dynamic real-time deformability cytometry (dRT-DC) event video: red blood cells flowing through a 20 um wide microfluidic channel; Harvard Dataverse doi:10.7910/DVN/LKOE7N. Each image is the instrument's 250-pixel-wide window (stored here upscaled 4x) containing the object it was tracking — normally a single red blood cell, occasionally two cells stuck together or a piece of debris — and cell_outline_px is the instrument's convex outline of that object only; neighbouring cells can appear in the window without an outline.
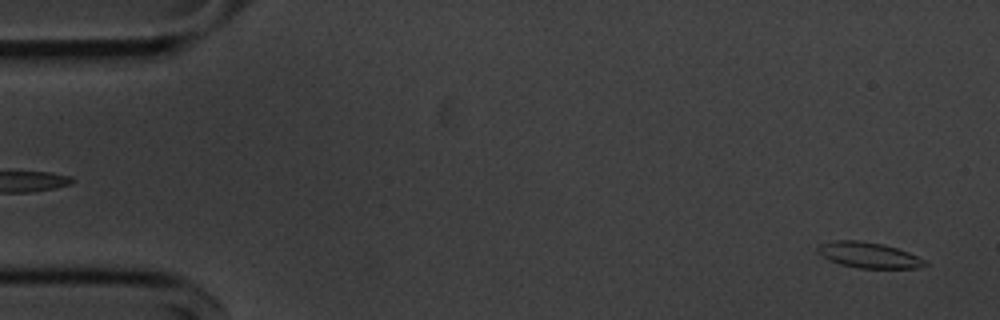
{"species": "common noctule bat (a hibernating species)", "species_latin": "Nyctalus noctula", "temperature_condition": "cold", "stored_images_in_passage": 54, "camera_frame_rate_fps": 3000, "um_per_image_px": 0.085, "animal": {"sex": "male", "body_mass_g": 20.1, "forearm_length_mm": 53.5}, "frame": {"image": 1, "passage_image": 2, "time_ms": 0.333, "image_size_px": [1000, 320], "cell_outline_px": [[928, 264], [916, 268], [860, 268], [840, 264], [828, 260], [816, 252], [816, 248], [820, 244], [832, 240], [856, 240], [880, 244], [896, 248], [908, 252], [924, 260]], "centroid_in_image_um": [73.77, 21.68], "position_along_channel_um": 11.2, "area_um2": 15.9}}
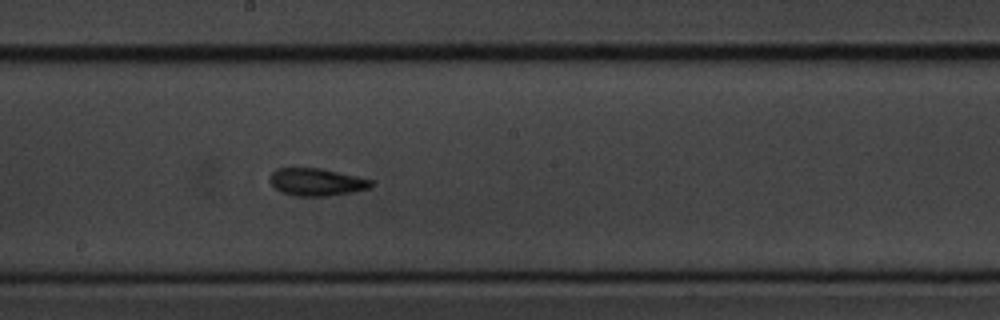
{"frame": {"image": 2, "passage_image": 29, "time_ms": 9.333, "image_size_px": [1000, 320], "cell_outline_px": [[372, 188], [352, 192], [328, 196], [296, 196], [284, 192], [276, 188], [268, 180], [272, 172], [276, 168], [320, 168], [356, 176], [372, 180]], "centroid_in_image_um": [26.91, 15.47], "position_along_channel_um": 221.3, "area_um2": 16.13}}
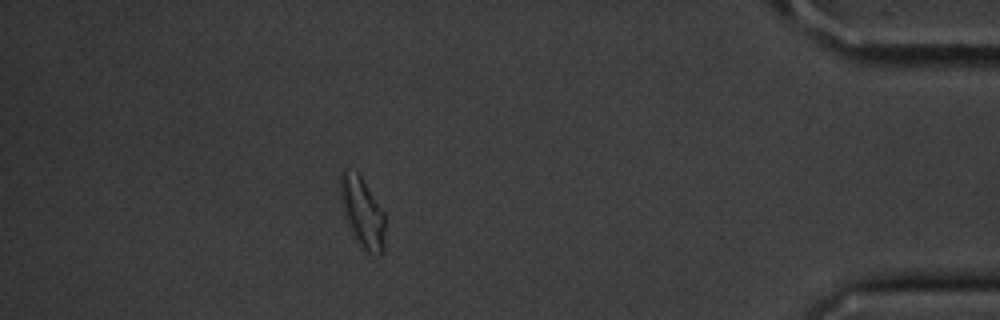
{"frame": {"image": 3, "passage_image": 48, "time_ms": 15.667, "image_size_px": [1000, 320], "cell_outline_px": [[384, 252], [380, 256], [376, 256], [364, 252], [344, 220], [340, 200], [340, 172], [344, 168], [356, 172], [360, 176], [384, 212]], "centroid_in_image_um": [30.78, 18.1], "position_along_channel_um": 404.4, "area_um2": 18.61}, "authors_computed_cell_mechanics": {"area_um2": 15.9239, "velocity_mm_per_s": 3.6377, "shape_relaxation_time_tau1_ms": 5.9367, "shape_relaxation_time_tau2_ms": 4.1259, "deformation_change_tau1": 0.1292, "deformation_change_tau2": 0.1013}}